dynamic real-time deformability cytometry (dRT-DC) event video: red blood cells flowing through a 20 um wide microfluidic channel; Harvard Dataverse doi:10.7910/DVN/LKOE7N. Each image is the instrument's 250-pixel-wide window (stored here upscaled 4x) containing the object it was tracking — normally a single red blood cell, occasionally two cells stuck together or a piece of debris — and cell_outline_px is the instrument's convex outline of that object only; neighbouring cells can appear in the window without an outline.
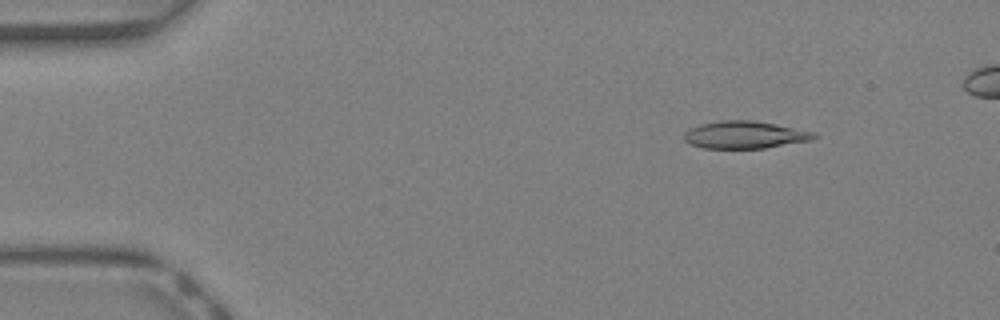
{"species": "Egyptian fruit bat (a non-hibernating species)", "species_latin": "Rousettus aegyptiacus", "temperature_condition": "warm", "stored_images_in_passage": 41, "camera_frame_rate_fps": 3000, "um_per_image_px": 0.085, "animal": {"sex": "female"}, "frame": {"image": 1, "passage_image": 6, "time_ms": 1.667, "image_size_px": [1000, 320], "cell_outline_px": [[820, 136], [812, 140], [764, 148], [704, 148], [692, 144], [684, 140], [684, 132], [700, 124], [724, 120], [752, 120], [776, 124], [816, 132]], "centroid_in_image_um": [63.36, 11.46], "position_along_channel_um": 21.6, "area_um2": 20.69}}
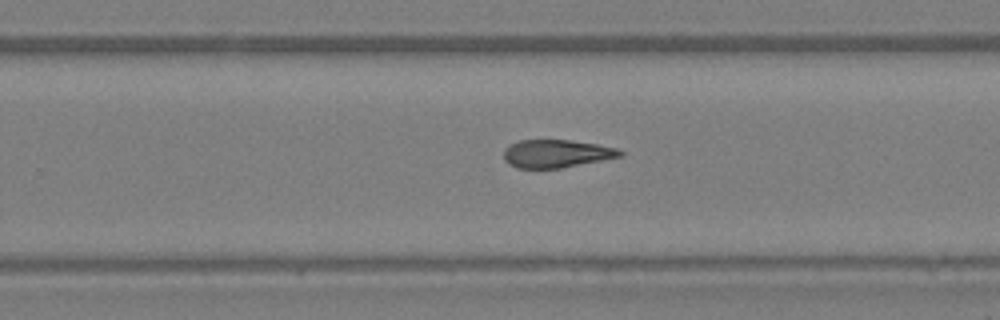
{"frame": {"image": 2, "passage_image": 27, "time_ms": 8.667, "image_size_px": [1000, 320], "cell_outline_px": [[624, 156], [560, 168], [516, 168], [508, 164], [504, 160], [504, 148], [508, 144], [520, 140], [568, 140], [596, 144], [616, 148], [624, 152]], "centroid_in_image_um": [47.27, 13.06], "position_along_channel_um": 282.5, "area_um2": 19.02}}
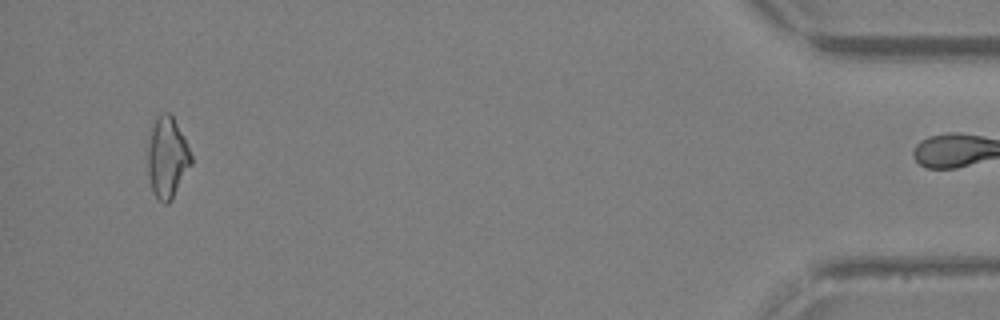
{"frame": {"image": 3, "passage_image": 40, "time_ms": 13.0, "image_size_px": [1000, 320], "cell_outline_px": [[192, 164], [172, 200], [168, 204], [164, 204], [152, 192], [148, 176], [148, 144], [152, 124], [156, 116], [160, 112], [168, 112], [172, 116], [192, 156]], "centroid_in_image_um": [14.19, 13.42], "position_along_channel_um": 421.0, "area_um2": 20.46}}